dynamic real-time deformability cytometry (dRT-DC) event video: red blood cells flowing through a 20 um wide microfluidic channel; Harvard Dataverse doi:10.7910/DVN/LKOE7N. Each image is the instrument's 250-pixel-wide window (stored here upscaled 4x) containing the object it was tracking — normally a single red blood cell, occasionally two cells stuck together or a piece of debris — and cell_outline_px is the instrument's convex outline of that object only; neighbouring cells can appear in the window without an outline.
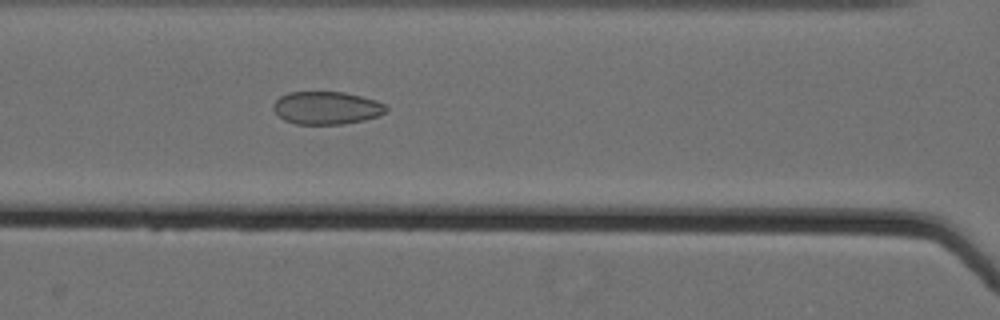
{"species": "Egyptian fruit bat (a non-hibernating species)", "species_latin": "Rousettus aegyptiacus", "temperature_condition": "cold", "stored_images_in_passage": 48, "camera_frame_rate_fps": 3000, "um_per_image_px": 0.085, "animal": {"sex": "female"}, "frame": {"image": 1, "passage_image": 18, "time_ms": 5.667, "image_size_px": [1000, 320], "cell_outline_px": [[388, 108], [380, 116], [364, 120], [344, 124], [296, 124], [284, 120], [272, 108], [272, 104], [280, 96], [288, 92], [344, 92], [376, 100], [384, 104]], "centroid_in_image_um": [27.75, 9.17], "position_along_channel_um": 138.8, "area_um2": 21.62}}
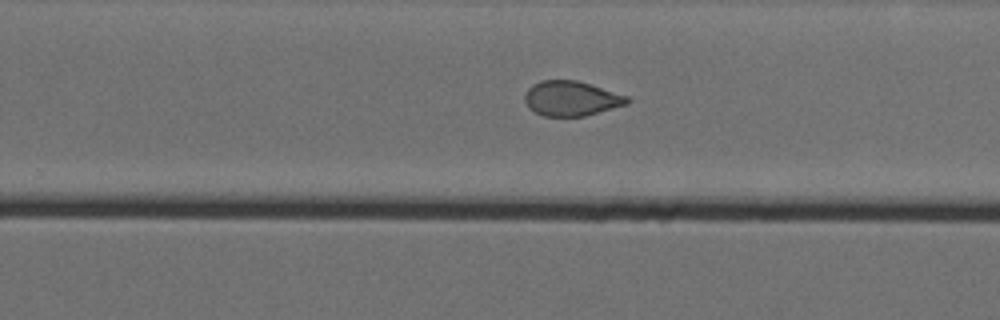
{"frame": {"image": 2, "passage_image": 30, "time_ms": 9.667, "image_size_px": [1000, 320], "cell_outline_px": [[628, 104], [584, 116], [544, 116], [528, 108], [524, 100], [524, 96], [528, 88], [532, 84], [540, 80], [576, 80], [628, 96]], "centroid_in_image_um": [48.52, 8.37], "position_along_channel_um": 281.3, "area_um2": 20.69}}
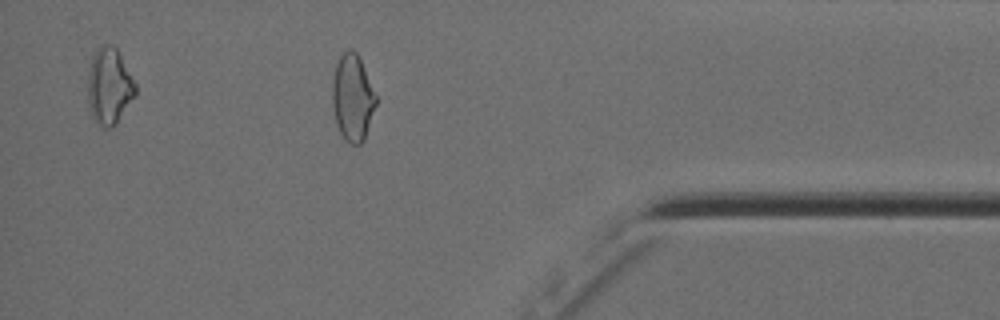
{"frame": {"image": 3, "passage_image": 42, "time_ms": 13.667, "image_size_px": [1000, 320], "cell_outline_px": [[376, 104], [364, 140], [360, 144], [352, 144], [344, 140], [336, 124], [332, 108], [332, 80], [336, 64], [340, 56], [348, 48], [352, 48], [356, 52], [360, 60], [376, 96]], "centroid_in_image_um": [29.94, 8.32], "position_along_channel_um": 405.3, "area_um2": 21.91}, "authors_computed_cell_mechanics": {"area_um2": 21.9929, "velocity_mm_per_s": 3.569, "shape_relaxation_time_tau1_ms": null, "shape_relaxation_time_tau2_ms": 1.7173, "deformation_change_tau1": null, "deformation_change_tau2": 0.0675}}